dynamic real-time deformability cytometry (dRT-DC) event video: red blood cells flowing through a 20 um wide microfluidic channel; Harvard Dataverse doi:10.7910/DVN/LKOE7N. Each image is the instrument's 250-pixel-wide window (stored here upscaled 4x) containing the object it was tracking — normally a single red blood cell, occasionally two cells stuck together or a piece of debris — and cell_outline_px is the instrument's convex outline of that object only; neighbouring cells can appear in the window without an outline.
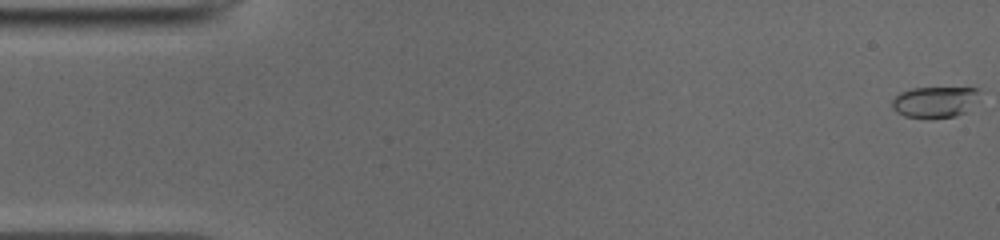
{"species": "common noctule bat (a hibernating species)", "species_latin": "Nyctalus noctula", "temperature_condition": "cold", "stored_images_in_passage": 51, "camera_frame_rate_fps": 3000, "um_per_image_px": 0.085, "animal": {"sex": "male", "body_mass_g": 19.0, "forearm_length_mm": 50.8}, "frame": {"image": 1, "passage_image": 1, "time_ms": 0.0, "image_size_px": [1000, 240], "cell_outline_px": [[976, 92], [964, 112], [956, 116], [904, 116], [896, 112], [892, 108], [892, 100], [900, 92], [912, 88], [976, 88]], "centroid_in_image_um": [79.31, 8.64], "position_along_channel_um": 5.7, "area_um2": 14.74}}
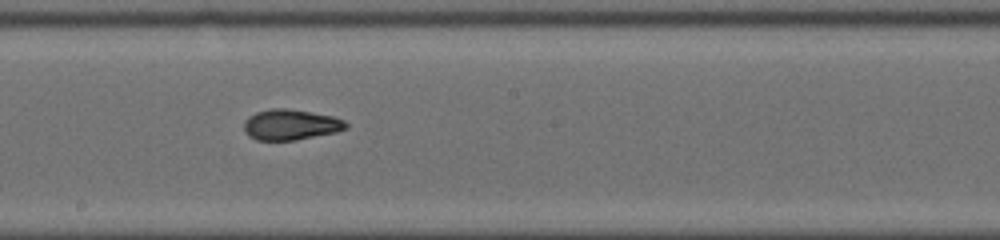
{"frame": {"image": 2, "passage_image": 28, "time_ms": 9.0, "image_size_px": [1000, 240], "cell_outline_px": [[348, 128], [336, 132], [296, 140], [256, 140], [248, 136], [244, 128], [244, 124], [248, 116], [256, 112], [272, 108], [288, 108], [336, 116], [344, 120], [348, 124]], "centroid_in_image_um": [24.73, 10.59], "position_along_channel_um": 223.5, "area_um2": 18.38}}
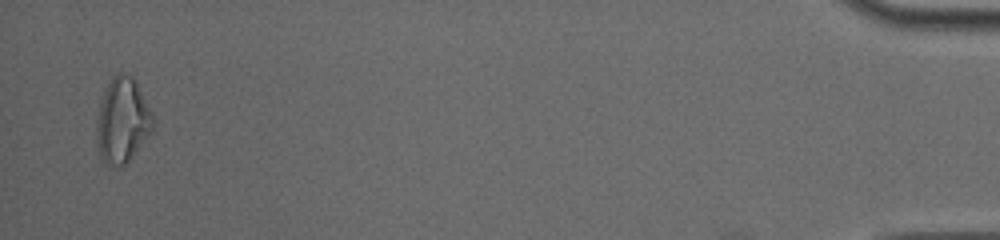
{"frame": {"image": 3, "passage_image": 50, "time_ms": 16.333, "image_size_px": [1000, 240], "cell_outline_px": [[152, 128], [148, 136], [128, 160], [124, 164], [112, 164], [100, 160], [96, 136], [96, 128], [100, 100], [112, 76], [120, 72], [132, 76], [136, 80], [152, 116]], "centroid_in_image_um": [10.37, 10.2], "position_along_channel_um": 424.8, "area_um2": 27.22}, "authors_computed_cell_mechanics": {"area_um2": 18.0914, "velocity_mm_per_s": 3.9684, "shape_relaxation_time_tau1_ms": 5.4174, "shape_relaxation_time_tau2_ms": 1.7293, "deformation_change_tau1": 0.2035, "deformation_change_tau2": 0.072}}